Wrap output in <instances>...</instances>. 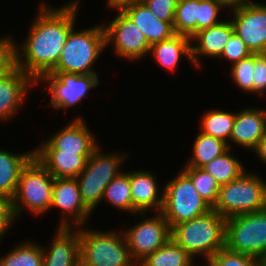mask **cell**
I'll use <instances>...</instances> for the list:
<instances>
[{
    "instance_id": "obj_42",
    "label": "cell",
    "mask_w": 266,
    "mask_h": 266,
    "mask_svg": "<svg viewBox=\"0 0 266 266\" xmlns=\"http://www.w3.org/2000/svg\"><path fill=\"white\" fill-rule=\"evenodd\" d=\"M129 1H139V0H108V6L109 8H118L119 6H121L122 4L129 2Z\"/></svg>"
},
{
    "instance_id": "obj_10",
    "label": "cell",
    "mask_w": 266,
    "mask_h": 266,
    "mask_svg": "<svg viewBox=\"0 0 266 266\" xmlns=\"http://www.w3.org/2000/svg\"><path fill=\"white\" fill-rule=\"evenodd\" d=\"M125 230L130 256L138 265L171 239V228L161 212Z\"/></svg>"
},
{
    "instance_id": "obj_2",
    "label": "cell",
    "mask_w": 266,
    "mask_h": 266,
    "mask_svg": "<svg viewBox=\"0 0 266 266\" xmlns=\"http://www.w3.org/2000/svg\"><path fill=\"white\" fill-rule=\"evenodd\" d=\"M226 219L214 209L171 228V239L193 258L203 254L206 261L225 248Z\"/></svg>"
},
{
    "instance_id": "obj_8",
    "label": "cell",
    "mask_w": 266,
    "mask_h": 266,
    "mask_svg": "<svg viewBox=\"0 0 266 266\" xmlns=\"http://www.w3.org/2000/svg\"><path fill=\"white\" fill-rule=\"evenodd\" d=\"M126 155L102 154L97 147L87 160L85 169L76 177L85 207L92 213L101 202L107 185L121 172L120 165Z\"/></svg>"
},
{
    "instance_id": "obj_17",
    "label": "cell",
    "mask_w": 266,
    "mask_h": 266,
    "mask_svg": "<svg viewBox=\"0 0 266 266\" xmlns=\"http://www.w3.org/2000/svg\"><path fill=\"white\" fill-rule=\"evenodd\" d=\"M118 8L142 31L150 45L175 34L173 22L157 19L141 0L126 2Z\"/></svg>"
},
{
    "instance_id": "obj_35",
    "label": "cell",
    "mask_w": 266,
    "mask_h": 266,
    "mask_svg": "<svg viewBox=\"0 0 266 266\" xmlns=\"http://www.w3.org/2000/svg\"><path fill=\"white\" fill-rule=\"evenodd\" d=\"M229 8L222 0H199L197 33L220 23L218 15L223 8Z\"/></svg>"
},
{
    "instance_id": "obj_1",
    "label": "cell",
    "mask_w": 266,
    "mask_h": 266,
    "mask_svg": "<svg viewBox=\"0 0 266 266\" xmlns=\"http://www.w3.org/2000/svg\"><path fill=\"white\" fill-rule=\"evenodd\" d=\"M78 1L60 8L47 7L42 2L24 44L18 48L15 43V66L36 82L57 65L67 37L74 28Z\"/></svg>"
},
{
    "instance_id": "obj_25",
    "label": "cell",
    "mask_w": 266,
    "mask_h": 266,
    "mask_svg": "<svg viewBox=\"0 0 266 266\" xmlns=\"http://www.w3.org/2000/svg\"><path fill=\"white\" fill-rule=\"evenodd\" d=\"M193 155L188 161L189 167L202 168L204 165L219 157L229 148V142L200 132L193 144Z\"/></svg>"
},
{
    "instance_id": "obj_18",
    "label": "cell",
    "mask_w": 266,
    "mask_h": 266,
    "mask_svg": "<svg viewBox=\"0 0 266 266\" xmlns=\"http://www.w3.org/2000/svg\"><path fill=\"white\" fill-rule=\"evenodd\" d=\"M266 133V110L243 109L235 114L230 140L235 144L254 150Z\"/></svg>"
},
{
    "instance_id": "obj_13",
    "label": "cell",
    "mask_w": 266,
    "mask_h": 266,
    "mask_svg": "<svg viewBox=\"0 0 266 266\" xmlns=\"http://www.w3.org/2000/svg\"><path fill=\"white\" fill-rule=\"evenodd\" d=\"M48 82L51 93V105L56 108H67L82 101L88 90L95 88L100 82L98 74H70L63 72H49L38 81Z\"/></svg>"
},
{
    "instance_id": "obj_20",
    "label": "cell",
    "mask_w": 266,
    "mask_h": 266,
    "mask_svg": "<svg viewBox=\"0 0 266 266\" xmlns=\"http://www.w3.org/2000/svg\"><path fill=\"white\" fill-rule=\"evenodd\" d=\"M84 122L81 117L76 118L48 141L63 152L92 155L98 143Z\"/></svg>"
},
{
    "instance_id": "obj_23",
    "label": "cell",
    "mask_w": 266,
    "mask_h": 266,
    "mask_svg": "<svg viewBox=\"0 0 266 266\" xmlns=\"http://www.w3.org/2000/svg\"><path fill=\"white\" fill-rule=\"evenodd\" d=\"M191 39L182 34H174L171 38L150 46V53L167 70L173 71L178 65L182 55L192 62Z\"/></svg>"
},
{
    "instance_id": "obj_4",
    "label": "cell",
    "mask_w": 266,
    "mask_h": 266,
    "mask_svg": "<svg viewBox=\"0 0 266 266\" xmlns=\"http://www.w3.org/2000/svg\"><path fill=\"white\" fill-rule=\"evenodd\" d=\"M225 219L266 209V182L254 173L243 172L233 181L221 185L212 207Z\"/></svg>"
},
{
    "instance_id": "obj_15",
    "label": "cell",
    "mask_w": 266,
    "mask_h": 266,
    "mask_svg": "<svg viewBox=\"0 0 266 266\" xmlns=\"http://www.w3.org/2000/svg\"><path fill=\"white\" fill-rule=\"evenodd\" d=\"M34 156L54 178H76L85 169L91 155L63 152L46 140L35 148Z\"/></svg>"
},
{
    "instance_id": "obj_43",
    "label": "cell",
    "mask_w": 266,
    "mask_h": 266,
    "mask_svg": "<svg viewBox=\"0 0 266 266\" xmlns=\"http://www.w3.org/2000/svg\"><path fill=\"white\" fill-rule=\"evenodd\" d=\"M229 8L234 5L246 3L251 0H222Z\"/></svg>"
},
{
    "instance_id": "obj_12",
    "label": "cell",
    "mask_w": 266,
    "mask_h": 266,
    "mask_svg": "<svg viewBox=\"0 0 266 266\" xmlns=\"http://www.w3.org/2000/svg\"><path fill=\"white\" fill-rule=\"evenodd\" d=\"M113 9L119 14L104 26L106 48L112 43L117 55L133 61L149 54L151 45L142 31L119 8Z\"/></svg>"
},
{
    "instance_id": "obj_39",
    "label": "cell",
    "mask_w": 266,
    "mask_h": 266,
    "mask_svg": "<svg viewBox=\"0 0 266 266\" xmlns=\"http://www.w3.org/2000/svg\"><path fill=\"white\" fill-rule=\"evenodd\" d=\"M266 91V54H254L253 93L262 95Z\"/></svg>"
},
{
    "instance_id": "obj_24",
    "label": "cell",
    "mask_w": 266,
    "mask_h": 266,
    "mask_svg": "<svg viewBox=\"0 0 266 266\" xmlns=\"http://www.w3.org/2000/svg\"><path fill=\"white\" fill-rule=\"evenodd\" d=\"M34 157V150L14 154L0 150V195L13 199L22 169Z\"/></svg>"
},
{
    "instance_id": "obj_6",
    "label": "cell",
    "mask_w": 266,
    "mask_h": 266,
    "mask_svg": "<svg viewBox=\"0 0 266 266\" xmlns=\"http://www.w3.org/2000/svg\"><path fill=\"white\" fill-rule=\"evenodd\" d=\"M53 181L54 177L34 156L22 169L12 199L15 217H18L25 207L37 215L48 211L52 202Z\"/></svg>"
},
{
    "instance_id": "obj_41",
    "label": "cell",
    "mask_w": 266,
    "mask_h": 266,
    "mask_svg": "<svg viewBox=\"0 0 266 266\" xmlns=\"http://www.w3.org/2000/svg\"><path fill=\"white\" fill-rule=\"evenodd\" d=\"M253 151L257 153L258 157L262 159L264 163H266V133Z\"/></svg>"
},
{
    "instance_id": "obj_28",
    "label": "cell",
    "mask_w": 266,
    "mask_h": 266,
    "mask_svg": "<svg viewBox=\"0 0 266 266\" xmlns=\"http://www.w3.org/2000/svg\"><path fill=\"white\" fill-rule=\"evenodd\" d=\"M104 198L113 207L134 213L130 188V172L121 171L105 188L102 200Z\"/></svg>"
},
{
    "instance_id": "obj_32",
    "label": "cell",
    "mask_w": 266,
    "mask_h": 266,
    "mask_svg": "<svg viewBox=\"0 0 266 266\" xmlns=\"http://www.w3.org/2000/svg\"><path fill=\"white\" fill-rule=\"evenodd\" d=\"M182 171L190 178L200 196L213 207L220 188L215 178L202 168L185 166Z\"/></svg>"
},
{
    "instance_id": "obj_38",
    "label": "cell",
    "mask_w": 266,
    "mask_h": 266,
    "mask_svg": "<svg viewBox=\"0 0 266 266\" xmlns=\"http://www.w3.org/2000/svg\"><path fill=\"white\" fill-rule=\"evenodd\" d=\"M15 41L11 37L0 39V78L15 66Z\"/></svg>"
},
{
    "instance_id": "obj_22",
    "label": "cell",
    "mask_w": 266,
    "mask_h": 266,
    "mask_svg": "<svg viewBox=\"0 0 266 266\" xmlns=\"http://www.w3.org/2000/svg\"><path fill=\"white\" fill-rule=\"evenodd\" d=\"M130 188L134 214L144 215L152 211V207L161 212L163 207V192L159 195V188L155 176L148 171L130 172Z\"/></svg>"
},
{
    "instance_id": "obj_40",
    "label": "cell",
    "mask_w": 266,
    "mask_h": 266,
    "mask_svg": "<svg viewBox=\"0 0 266 266\" xmlns=\"http://www.w3.org/2000/svg\"><path fill=\"white\" fill-rule=\"evenodd\" d=\"M15 219L12 199L0 195V240Z\"/></svg>"
},
{
    "instance_id": "obj_44",
    "label": "cell",
    "mask_w": 266,
    "mask_h": 266,
    "mask_svg": "<svg viewBox=\"0 0 266 266\" xmlns=\"http://www.w3.org/2000/svg\"><path fill=\"white\" fill-rule=\"evenodd\" d=\"M262 266H266V255L261 259Z\"/></svg>"
},
{
    "instance_id": "obj_7",
    "label": "cell",
    "mask_w": 266,
    "mask_h": 266,
    "mask_svg": "<svg viewBox=\"0 0 266 266\" xmlns=\"http://www.w3.org/2000/svg\"><path fill=\"white\" fill-rule=\"evenodd\" d=\"M210 210L212 206L200 196L183 171L165 185L161 213L170 228L206 214Z\"/></svg>"
},
{
    "instance_id": "obj_27",
    "label": "cell",
    "mask_w": 266,
    "mask_h": 266,
    "mask_svg": "<svg viewBox=\"0 0 266 266\" xmlns=\"http://www.w3.org/2000/svg\"><path fill=\"white\" fill-rule=\"evenodd\" d=\"M230 148L217 158L202 167L207 173L213 176L221 186L238 178L245 169L242 163L230 153Z\"/></svg>"
},
{
    "instance_id": "obj_9",
    "label": "cell",
    "mask_w": 266,
    "mask_h": 266,
    "mask_svg": "<svg viewBox=\"0 0 266 266\" xmlns=\"http://www.w3.org/2000/svg\"><path fill=\"white\" fill-rule=\"evenodd\" d=\"M225 247L261 260L266 255V209L227 218Z\"/></svg>"
},
{
    "instance_id": "obj_37",
    "label": "cell",
    "mask_w": 266,
    "mask_h": 266,
    "mask_svg": "<svg viewBox=\"0 0 266 266\" xmlns=\"http://www.w3.org/2000/svg\"><path fill=\"white\" fill-rule=\"evenodd\" d=\"M250 55H252V52L244 41L237 34L233 33L219 58L225 57V59L232 61V64H234Z\"/></svg>"
},
{
    "instance_id": "obj_5",
    "label": "cell",
    "mask_w": 266,
    "mask_h": 266,
    "mask_svg": "<svg viewBox=\"0 0 266 266\" xmlns=\"http://www.w3.org/2000/svg\"><path fill=\"white\" fill-rule=\"evenodd\" d=\"M79 232L80 266H137L130 256L124 233L94 231L81 226Z\"/></svg>"
},
{
    "instance_id": "obj_36",
    "label": "cell",
    "mask_w": 266,
    "mask_h": 266,
    "mask_svg": "<svg viewBox=\"0 0 266 266\" xmlns=\"http://www.w3.org/2000/svg\"><path fill=\"white\" fill-rule=\"evenodd\" d=\"M157 18L165 22H174L178 0H141Z\"/></svg>"
},
{
    "instance_id": "obj_21",
    "label": "cell",
    "mask_w": 266,
    "mask_h": 266,
    "mask_svg": "<svg viewBox=\"0 0 266 266\" xmlns=\"http://www.w3.org/2000/svg\"><path fill=\"white\" fill-rule=\"evenodd\" d=\"M234 33V28L231 21H221L209 28L203 29L196 33L191 41L192 44V63L195 67H199V55L219 58L225 48L226 43Z\"/></svg>"
},
{
    "instance_id": "obj_29",
    "label": "cell",
    "mask_w": 266,
    "mask_h": 266,
    "mask_svg": "<svg viewBox=\"0 0 266 266\" xmlns=\"http://www.w3.org/2000/svg\"><path fill=\"white\" fill-rule=\"evenodd\" d=\"M235 113L211 110L203 114L201 128L202 133L224 140L230 139Z\"/></svg>"
},
{
    "instance_id": "obj_30",
    "label": "cell",
    "mask_w": 266,
    "mask_h": 266,
    "mask_svg": "<svg viewBox=\"0 0 266 266\" xmlns=\"http://www.w3.org/2000/svg\"><path fill=\"white\" fill-rule=\"evenodd\" d=\"M199 0H178L173 28L175 34L188 36L190 39L197 33Z\"/></svg>"
},
{
    "instance_id": "obj_31",
    "label": "cell",
    "mask_w": 266,
    "mask_h": 266,
    "mask_svg": "<svg viewBox=\"0 0 266 266\" xmlns=\"http://www.w3.org/2000/svg\"><path fill=\"white\" fill-rule=\"evenodd\" d=\"M43 247L23 242L0 258V266H43Z\"/></svg>"
},
{
    "instance_id": "obj_14",
    "label": "cell",
    "mask_w": 266,
    "mask_h": 266,
    "mask_svg": "<svg viewBox=\"0 0 266 266\" xmlns=\"http://www.w3.org/2000/svg\"><path fill=\"white\" fill-rule=\"evenodd\" d=\"M56 207L63 216L59 227H70L68 216H72V223L76 228L84 225L91 212L83 204L79 184L76 178H54L52 202L50 208ZM65 214V215H64ZM65 216H67L65 218Z\"/></svg>"
},
{
    "instance_id": "obj_3",
    "label": "cell",
    "mask_w": 266,
    "mask_h": 266,
    "mask_svg": "<svg viewBox=\"0 0 266 266\" xmlns=\"http://www.w3.org/2000/svg\"><path fill=\"white\" fill-rule=\"evenodd\" d=\"M104 25L70 31L57 65L50 72L97 74L92 66L106 47Z\"/></svg>"
},
{
    "instance_id": "obj_26",
    "label": "cell",
    "mask_w": 266,
    "mask_h": 266,
    "mask_svg": "<svg viewBox=\"0 0 266 266\" xmlns=\"http://www.w3.org/2000/svg\"><path fill=\"white\" fill-rule=\"evenodd\" d=\"M137 266H193V257L170 239Z\"/></svg>"
},
{
    "instance_id": "obj_19",
    "label": "cell",
    "mask_w": 266,
    "mask_h": 266,
    "mask_svg": "<svg viewBox=\"0 0 266 266\" xmlns=\"http://www.w3.org/2000/svg\"><path fill=\"white\" fill-rule=\"evenodd\" d=\"M59 227L47 250L43 247V266H80V232ZM47 252V253H46Z\"/></svg>"
},
{
    "instance_id": "obj_16",
    "label": "cell",
    "mask_w": 266,
    "mask_h": 266,
    "mask_svg": "<svg viewBox=\"0 0 266 266\" xmlns=\"http://www.w3.org/2000/svg\"><path fill=\"white\" fill-rule=\"evenodd\" d=\"M31 84L37 82L16 66L0 78V121L8 120L15 114L26 99Z\"/></svg>"
},
{
    "instance_id": "obj_11",
    "label": "cell",
    "mask_w": 266,
    "mask_h": 266,
    "mask_svg": "<svg viewBox=\"0 0 266 266\" xmlns=\"http://www.w3.org/2000/svg\"><path fill=\"white\" fill-rule=\"evenodd\" d=\"M234 33L252 54H266V4L248 1L231 6Z\"/></svg>"
},
{
    "instance_id": "obj_34",
    "label": "cell",
    "mask_w": 266,
    "mask_h": 266,
    "mask_svg": "<svg viewBox=\"0 0 266 266\" xmlns=\"http://www.w3.org/2000/svg\"><path fill=\"white\" fill-rule=\"evenodd\" d=\"M231 75L236 86L253 93L254 54L232 64Z\"/></svg>"
},
{
    "instance_id": "obj_33",
    "label": "cell",
    "mask_w": 266,
    "mask_h": 266,
    "mask_svg": "<svg viewBox=\"0 0 266 266\" xmlns=\"http://www.w3.org/2000/svg\"><path fill=\"white\" fill-rule=\"evenodd\" d=\"M208 266H262L260 259L238 252H233L226 247L220 249L208 261Z\"/></svg>"
}]
</instances>
